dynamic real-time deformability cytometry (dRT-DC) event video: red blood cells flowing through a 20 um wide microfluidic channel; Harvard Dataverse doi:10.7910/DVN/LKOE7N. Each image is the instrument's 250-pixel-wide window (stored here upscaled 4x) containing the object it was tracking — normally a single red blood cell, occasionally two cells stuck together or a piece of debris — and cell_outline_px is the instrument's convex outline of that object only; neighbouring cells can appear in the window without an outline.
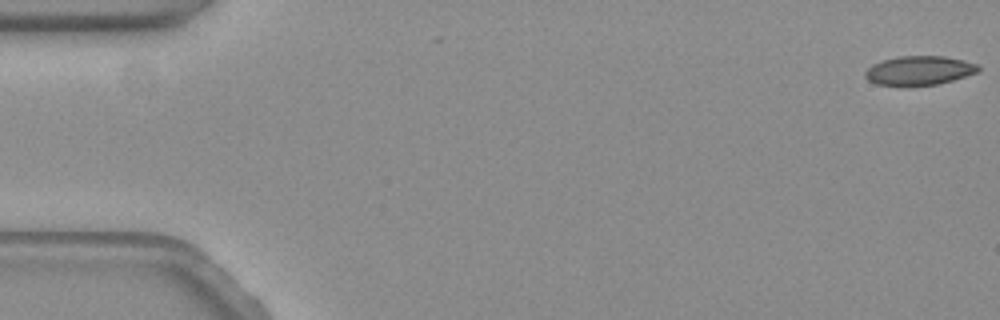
{"species": "common noctule bat (a hibernating species)", "species_latin": "Nyctalus noctula", "temperature_condition": "warm", "stored_images_in_passage": 4, "camera_frame_rate_fps": 3000, "um_per_image_px": 0.085, "animal": {"sex": "female", "body_mass_g": 19.3, "forearm_length_mm": 54.1}, "frame": {"image": 1, "passage_image": 1, "time_ms": 0.0, "image_size_px": [1000, 320], "cell_outline_px": [[980, 68], [976, 72], [952, 80], [936, 84], [876, 84], [868, 80], [864, 76], [864, 72], [872, 64], [880, 60], [900, 56], [944, 56], [964, 60], [976, 64]], "centroid_in_image_um": [78.09, 5.96], "position_along_channel_um": 6.9, "area_um2": 18.73}}